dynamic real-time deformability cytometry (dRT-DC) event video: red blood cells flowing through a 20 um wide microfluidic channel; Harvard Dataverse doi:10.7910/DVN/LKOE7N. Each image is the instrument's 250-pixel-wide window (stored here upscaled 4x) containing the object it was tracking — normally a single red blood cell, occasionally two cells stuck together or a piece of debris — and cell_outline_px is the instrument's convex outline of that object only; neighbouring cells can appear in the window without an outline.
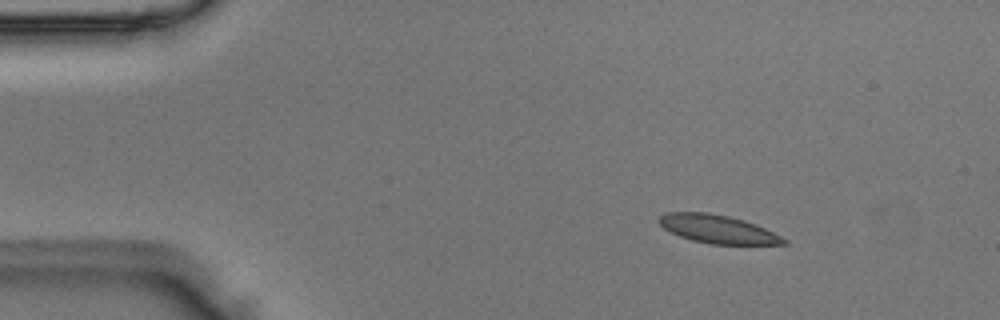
{"species": "Egyptian fruit bat (a non-hibernating species)", "species_latin": "Rousettus aegyptiacus", "temperature_condition": "room temperature", "stored_images_in_passage": 3, "camera_frame_rate_fps": 3000, "um_per_image_px": 0.085, "animal": {"sex": "male"}, "frame": {"image": 1, "passage_image": 1, "time_ms": 0.0, "image_size_px": [1000, 320], "cell_outline_px": [[788, 244], [712, 244], [692, 240], [680, 236], [664, 228], [656, 220], [660, 216], [668, 212], [708, 212], [728, 216], [744, 220], [756, 224], [788, 240]], "centroid_in_image_um": [61.0, 19.47], "position_along_channel_um": 24.0, "area_um2": 20.4}}